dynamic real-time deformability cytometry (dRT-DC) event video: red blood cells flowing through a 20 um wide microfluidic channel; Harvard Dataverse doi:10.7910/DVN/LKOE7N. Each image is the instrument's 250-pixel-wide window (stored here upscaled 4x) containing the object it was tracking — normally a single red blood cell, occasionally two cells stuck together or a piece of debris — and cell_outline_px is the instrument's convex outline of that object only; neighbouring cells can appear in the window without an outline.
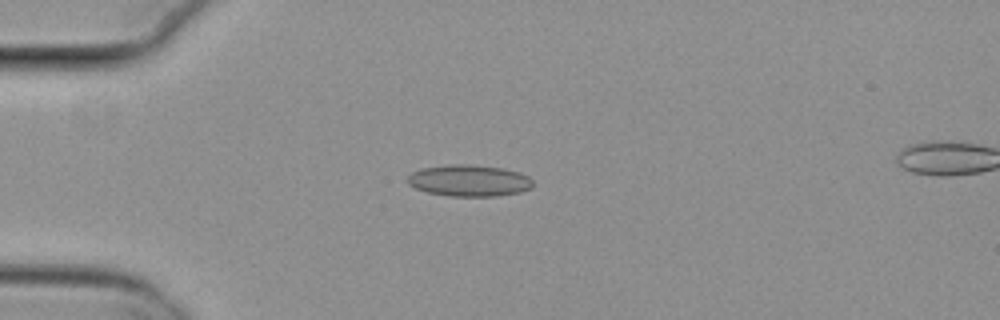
{"species": "common noctule bat (a hibernating species)", "species_latin": "Nyctalus noctula", "temperature_condition": "cold", "stored_images_in_passage": 5, "camera_frame_rate_fps": 3000, "um_per_image_px": 0.085, "animal": {"sex": "female", "body_mass_g": 29.2, "forearm_length_mm": 56.3}, "frame": {"image": 1, "passage_image": 4, "time_ms": 1.0, "image_size_px": [1000, 320], "cell_outline_px": [[532, 188], [520, 192], [496, 196], [448, 196], [428, 192], [416, 188], [408, 184], [408, 176], [412, 172], [420, 168], [452, 164], [468, 164], [504, 168], [520, 172], [528, 176], [532, 180]], "centroid_in_image_um": [39.89, 15.34], "position_along_channel_um": 45.1, "area_um2": 23.12}}